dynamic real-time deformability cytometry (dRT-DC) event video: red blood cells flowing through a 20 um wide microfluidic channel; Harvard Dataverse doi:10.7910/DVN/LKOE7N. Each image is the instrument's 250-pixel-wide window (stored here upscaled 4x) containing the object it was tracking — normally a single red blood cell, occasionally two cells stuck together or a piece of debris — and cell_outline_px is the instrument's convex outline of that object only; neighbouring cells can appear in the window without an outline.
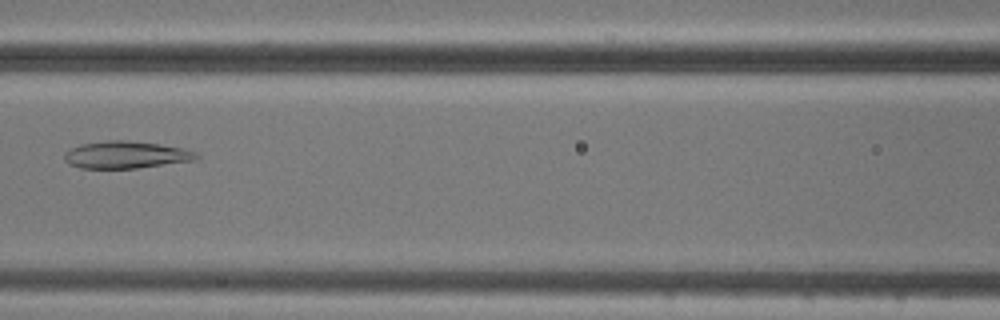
{"species": "common noctule bat (a hibernating species)", "species_latin": "Nyctalus noctula", "temperature_condition": "cold", "stored_images_in_passage": 7, "camera_frame_rate_fps": 3000, "um_per_image_px": 0.085, "animal": {"sex": "male", "body_mass_g": 20.5, "forearm_length_mm": 52.5}, "frame": {"image": 1, "passage_image": 7, "time_ms": 7.0, "image_size_px": [1000, 320], "cell_outline_px": [[200, 156], [196, 160], [136, 168], [80, 168], [68, 164], [64, 160], [64, 152], [80, 144], [108, 140], [128, 140], [160, 144], [180, 148], [196, 152]], "centroid_in_image_um": [10.68, 13.16], "position_along_channel_um": 155.9, "area_um2": 20.92}}